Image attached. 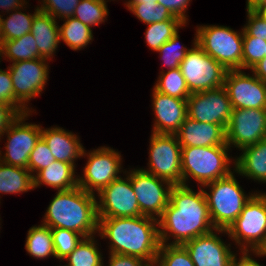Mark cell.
I'll list each match as a JSON object with an SVG mask.
<instances>
[{
  "label": "cell",
  "mask_w": 266,
  "mask_h": 266,
  "mask_svg": "<svg viewBox=\"0 0 266 266\" xmlns=\"http://www.w3.org/2000/svg\"><path fill=\"white\" fill-rule=\"evenodd\" d=\"M199 188L194 192L185 185L172 187L169 203L158 219L160 244L183 245L215 229L203 188ZM170 237L174 240L168 243Z\"/></svg>",
  "instance_id": "1"
},
{
  "label": "cell",
  "mask_w": 266,
  "mask_h": 266,
  "mask_svg": "<svg viewBox=\"0 0 266 266\" xmlns=\"http://www.w3.org/2000/svg\"><path fill=\"white\" fill-rule=\"evenodd\" d=\"M98 235L109 253L136 256L154 266L160 247L158 220L148 216L98 218Z\"/></svg>",
  "instance_id": "2"
},
{
  "label": "cell",
  "mask_w": 266,
  "mask_h": 266,
  "mask_svg": "<svg viewBox=\"0 0 266 266\" xmlns=\"http://www.w3.org/2000/svg\"><path fill=\"white\" fill-rule=\"evenodd\" d=\"M96 195L79 186L65 191H57L51 200L42 224L53 228L78 232L84 238L98 233Z\"/></svg>",
  "instance_id": "3"
},
{
  "label": "cell",
  "mask_w": 266,
  "mask_h": 266,
  "mask_svg": "<svg viewBox=\"0 0 266 266\" xmlns=\"http://www.w3.org/2000/svg\"><path fill=\"white\" fill-rule=\"evenodd\" d=\"M229 150V146L182 147V185L189 186L187 181L193 178L202 187L228 176L235 170L230 167L235 159L229 156Z\"/></svg>",
  "instance_id": "4"
},
{
  "label": "cell",
  "mask_w": 266,
  "mask_h": 266,
  "mask_svg": "<svg viewBox=\"0 0 266 266\" xmlns=\"http://www.w3.org/2000/svg\"><path fill=\"white\" fill-rule=\"evenodd\" d=\"M235 171V172H234ZM236 170L228 176L207 183L204 190L209 214L215 229L227 230L240 215L247 201L254 193L246 195L235 178Z\"/></svg>",
  "instance_id": "5"
},
{
  "label": "cell",
  "mask_w": 266,
  "mask_h": 266,
  "mask_svg": "<svg viewBox=\"0 0 266 266\" xmlns=\"http://www.w3.org/2000/svg\"><path fill=\"white\" fill-rule=\"evenodd\" d=\"M226 231L239 250L263 251L266 247L265 194L254 191L240 215Z\"/></svg>",
  "instance_id": "6"
},
{
  "label": "cell",
  "mask_w": 266,
  "mask_h": 266,
  "mask_svg": "<svg viewBox=\"0 0 266 266\" xmlns=\"http://www.w3.org/2000/svg\"><path fill=\"white\" fill-rule=\"evenodd\" d=\"M196 43L226 70H242L243 33L227 26L201 25L196 27Z\"/></svg>",
  "instance_id": "7"
},
{
  "label": "cell",
  "mask_w": 266,
  "mask_h": 266,
  "mask_svg": "<svg viewBox=\"0 0 266 266\" xmlns=\"http://www.w3.org/2000/svg\"><path fill=\"white\" fill-rule=\"evenodd\" d=\"M190 93L215 89L224 85L227 70L215 59L205 53L196 43L187 52L180 64Z\"/></svg>",
  "instance_id": "8"
},
{
  "label": "cell",
  "mask_w": 266,
  "mask_h": 266,
  "mask_svg": "<svg viewBox=\"0 0 266 266\" xmlns=\"http://www.w3.org/2000/svg\"><path fill=\"white\" fill-rule=\"evenodd\" d=\"M85 156L88 161L83 167V176L78 175V186L88 193H99L113 180L121 177V172L125 173L121 167L122 156L113 148L101 146L88 153L83 149L82 158Z\"/></svg>",
  "instance_id": "9"
},
{
  "label": "cell",
  "mask_w": 266,
  "mask_h": 266,
  "mask_svg": "<svg viewBox=\"0 0 266 266\" xmlns=\"http://www.w3.org/2000/svg\"><path fill=\"white\" fill-rule=\"evenodd\" d=\"M149 145L147 173L169 181L173 185H182L181 146L175 134L152 133Z\"/></svg>",
  "instance_id": "10"
},
{
  "label": "cell",
  "mask_w": 266,
  "mask_h": 266,
  "mask_svg": "<svg viewBox=\"0 0 266 266\" xmlns=\"http://www.w3.org/2000/svg\"><path fill=\"white\" fill-rule=\"evenodd\" d=\"M125 174H128L131 180L141 214L158 220L169 203L170 192L174 185L141 168L129 172L125 170Z\"/></svg>",
  "instance_id": "11"
},
{
  "label": "cell",
  "mask_w": 266,
  "mask_h": 266,
  "mask_svg": "<svg viewBox=\"0 0 266 266\" xmlns=\"http://www.w3.org/2000/svg\"><path fill=\"white\" fill-rule=\"evenodd\" d=\"M31 112L19 114L18 117L7 127V130L1 135H7V144L5 143L4 155L0 150V161L28 169V160L30 153L35 147L36 142L41 137V125L25 122L31 115Z\"/></svg>",
  "instance_id": "12"
},
{
  "label": "cell",
  "mask_w": 266,
  "mask_h": 266,
  "mask_svg": "<svg viewBox=\"0 0 266 266\" xmlns=\"http://www.w3.org/2000/svg\"><path fill=\"white\" fill-rule=\"evenodd\" d=\"M47 61V59L38 58L18 61L8 66L13 82L14 97L31 114L33 111L27 107V103L31 98L38 97L45 89L49 75Z\"/></svg>",
  "instance_id": "13"
},
{
  "label": "cell",
  "mask_w": 266,
  "mask_h": 266,
  "mask_svg": "<svg viewBox=\"0 0 266 266\" xmlns=\"http://www.w3.org/2000/svg\"><path fill=\"white\" fill-rule=\"evenodd\" d=\"M98 218L141 216L137 197L132 189L130 178L119 177L97 193Z\"/></svg>",
  "instance_id": "14"
},
{
  "label": "cell",
  "mask_w": 266,
  "mask_h": 266,
  "mask_svg": "<svg viewBox=\"0 0 266 266\" xmlns=\"http://www.w3.org/2000/svg\"><path fill=\"white\" fill-rule=\"evenodd\" d=\"M232 106L224 86L191 93L187 98V116L193 120L222 125L229 123Z\"/></svg>",
  "instance_id": "15"
},
{
  "label": "cell",
  "mask_w": 266,
  "mask_h": 266,
  "mask_svg": "<svg viewBox=\"0 0 266 266\" xmlns=\"http://www.w3.org/2000/svg\"><path fill=\"white\" fill-rule=\"evenodd\" d=\"M266 138V109H232L226 143L239 151Z\"/></svg>",
  "instance_id": "16"
},
{
  "label": "cell",
  "mask_w": 266,
  "mask_h": 266,
  "mask_svg": "<svg viewBox=\"0 0 266 266\" xmlns=\"http://www.w3.org/2000/svg\"><path fill=\"white\" fill-rule=\"evenodd\" d=\"M223 86L232 109H266V83L254 73L227 70Z\"/></svg>",
  "instance_id": "17"
},
{
  "label": "cell",
  "mask_w": 266,
  "mask_h": 266,
  "mask_svg": "<svg viewBox=\"0 0 266 266\" xmlns=\"http://www.w3.org/2000/svg\"><path fill=\"white\" fill-rule=\"evenodd\" d=\"M217 233L227 231L214 229L183 244L195 266H231L235 253L231 251V244L226 245Z\"/></svg>",
  "instance_id": "18"
},
{
  "label": "cell",
  "mask_w": 266,
  "mask_h": 266,
  "mask_svg": "<svg viewBox=\"0 0 266 266\" xmlns=\"http://www.w3.org/2000/svg\"><path fill=\"white\" fill-rule=\"evenodd\" d=\"M152 89L155 114L152 133L176 134L187 117V99L174 98Z\"/></svg>",
  "instance_id": "19"
},
{
  "label": "cell",
  "mask_w": 266,
  "mask_h": 266,
  "mask_svg": "<svg viewBox=\"0 0 266 266\" xmlns=\"http://www.w3.org/2000/svg\"><path fill=\"white\" fill-rule=\"evenodd\" d=\"M175 135L181 147L228 146L222 125L199 122L188 116Z\"/></svg>",
  "instance_id": "20"
},
{
  "label": "cell",
  "mask_w": 266,
  "mask_h": 266,
  "mask_svg": "<svg viewBox=\"0 0 266 266\" xmlns=\"http://www.w3.org/2000/svg\"><path fill=\"white\" fill-rule=\"evenodd\" d=\"M41 137L47 143L55 160L67 162L75 166V161L82 157L83 145L80 138L63 128L54 126L41 129Z\"/></svg>",
  "instance_id": "21"
},
{
  "label": "cell",
  "mask_w": 266,
  "mask_h": 266,
  "mask_svg": "<svg viewBox=\"0 0 266 266\" xmlns=\"http://www.w3.org/2000/svg\"><path fill=\"white\" fill-rule=\"evenodd\" d=\"M31 33L39 51V58H53L60 43L59 25L50 14L39 10L35 13Z\"/></svg>",
  "instance_id": "22"
},
{
  "label": "cell",
  "mask_w": 266,
  "mask_h": 266,
  "mask_svg": "<svg viewBox=\"0 0 266 266\" xmlns=\"http://www.w3.org/2000/svg\"><path fill=\"white\" fill-rule=\"evenodd\" d=\"M240 151V156L233 162L236 173L266 183V138Z\"/></svg>",
  "instance_id": "23"
},
{
  "label": "cell",
  "mask_w": 266,
  "mask_h": 266,
  "mask_svg": "<svg viewBox=\"0 0 266 266\" xmlns=\"http://www.w3.org/2000/svg\"><path fill=\"white\" fill-rule=\"evenodd\" d=\"M76 166L67 162L55 160L34 176V188L47 185L57 191L70 190L78 186Z\"/></svg>",
  "instance_id": "24"
},
{
  "label": "cell",
  "mask_w": 266,
  "mask_h": 266,
  "mask_svg": "<svg viewBox=\"0 0 266 266\" xmlns=\"http://www.w3.org/2000/svg\"><path fill=\"white\" fill-rule=\"evenodd\" d=\"M34 189V176L28 169L0 161V194H20Z\"/></svg>",
  "instance_id": "25"
},
{
  "label": "cell",
  "mask_w": 266,
  "mask_h": 266,
  "mask_svg": "<svg viewBox=\"0 0 266 266\" xmlns=\"http://www.w3.org/2000/svg\"><path fill=\"white\" fill-rule=\"evenodd\" d=\"M33 34L7 41H0V60L6 58L10 62L26 61L39 58V51Z\"/></svg>",
  "instance_id": "26"
},
{
  "label": "cell",
  "mask_w": 266,
  "mask_h": 266,
  "mask_svg": "<svg viewBox=\"0 0 266 266\" xmlns=\"http://www.w3.org/2000/svg\"><path fill=\"white\" fill-rule=\"evenodd\" d=\"M25 249L36 259L50 256L56 258L51 228L44 224L31 227L27 233Z\"/></svg>",
  "instance_id": "27"
},
{
  "label": "cell",
  "mask_w": 266,
  "mask_h": 266,
  "mask_svg": "<svg viewBox=\"0 0 266 266\" xmlns=\"http://www.w3.org/2000/svg\"><path fill=\"white\" fill-rule=\"evenodd\" d=\"M65 21L59 26L60 42L61 40L70 47L71 50L84 49L93 40L92 28L74 17L62 19Z\"/></svg>",
  "instance_id": "28"
},
{
  "label": "cell",
  "mask_w": 266,
  "mask_h": 266,
  "mask_svg": "<svg viewBox=\"0 0 266 266\" xmlns=\"http://www.w3.org/2000/svg\"><path fill=\"white\" fill-rule=\"evenodd\" d=\"M22 9L24 10V8H19L14 12L12 11L6 19L3 18V15L1 16L0 41L18 39L31 32L34 16L39 8L37 6L34 9V14L22 13Z\"/></svg>",
  "instance_id": "29"
},
{
  "label": "cell",
  "mask_w": 266,
  "mask_h": 266,
  "mask_svg": "<svg viewBox=\"0 0 266 266\" xmlns=\"http://www.w3.org/2000/svg\"><path fill=\"white\" fill-rule=\"evenodd\" d=\"M95 236L84 238L65 259L67 266H104Z\"/></svg>",
  "instance_id": "30"
},
{
  "label": "cell",
  "mask_w": 266,
  "mask_h": 266,
  "mask_svg": "<svg viewBox=\"0 0 266 266\" xmlns=\"http://www.w3.org/2000/svg\"><path fill=\"white\" fill-rule=\"evenodd\" d=\"M154 89L159 93L180 99H187L191 93L180 68L162 70Z\"/></svg>",
  "instance_id": "31"
},
{
  "label": "cell",
  "mask_w": 266,
  "mask_h": 266,
  "mask_svg": "<svg viewBox=\"0 0 266 266\" xmlns=\"http://www.w3.org/2000/svg\"><path fill=\"white\" fill-rule=\"evenodd\" d=\"M184 26L186 23L182 20H165L148 24L145 32L146 43L151 50L157 51Z\"/></svg>",
  "instance_id": "32"
},
{
  "label": "cell",
  "mask_w": 266,
  "mask_h": 266,
  "mask_svg": "<svg viewBox=\"0 0 266 266\" xmlns=\"http://www.w3.org/2000/svg\"><path fill=\"white\" fill-rule=\"evenodd\" d=\"M106 0H80L75 8L72 17L81 21L83 24L90 26H98L105 22L108 16V8Z\"/></svg>",
  "instance_id": "33"
},
{
  "label": "cell",
  "mask_w": 266,
  "mask_h": 266,
  "mask_svg": "<svg viewBox=\"0 0 266 266\" xmlns=\"http://www.w3.org/2000/svg\"><path fill=\"white\" fill-rule=\"evenodd\" d=\"M137 19L146 25L165 20H181L174 16L167 8L157 2H145L143 4H125Z\"/></svg>",
  "instance_id": "34"
},
{
  "label": "cell",
  "mask_w": 266,
  "mask_h": 266,
  "mask_svg": "<svg viewBox=\"0 0 266 266\" xmlns=\"http://www.w3.org/2000/svg\"><path fill=\"white\" fill-rule=\"evenodd\" d=\"M154 266H195L183 245L160 244Z\"/></svg>",
  "instance_id": "35"
},
{
  "label": "cell",
  "mask_w": 266,
  "mask_h": 266,
  "mask_svg": "<svg viewBox=\"0 0 266 266\" xmlns=\"http://www.w3.org/2000/svg\"><path fill=\"white\" fill-rule=\"evenodd\" d=\"M53 245L56 258L64 261L67 256L76 248V246L84 239L78 232L68 229L53 228L51 229Z\"/></svg>",
  "instance_id": "36"
},
{
  "label": "cell",
  "mask_w": 266,
  "mask_h": 266,
  "mask_svg": "<svg viewBox=\"0 0 266 266\" xmlns=\"http://www.w3.org/2000/svg\"><path fill=\"white\" fill-rule=\"evenodd\" d=\"M266 41L243 33L242 69H251L265 56Z\"/></svg>",
  "instance_id": "37"
},
{
  "label": "cell",
  "mask_w": 266,
  "mask_h": 266,
  "mask_svg": "<svg viewBox=\"0 0 266 266\" xmlns=\"http://www.w3.org/2000/svg\"><path fill=\"white\" fill-rule=\"evenodd\" d=\"M179 32H177L171 39L166 41L156 52H159L164 65L167 70L180 68L182 60L186 57L187 52L190 50L186 46L179 44Z\"/></svg>",
  "instance_id": "38"
},
{
  "label": "cell",
  "mask_w": 266,
  "mask_h": 266,
  "mask_svg": "<svg viewBox=\"0 0 266 266\" xmlns=\"http://www.w3.org/2000/svg\"><path fill=\"white\" fill-rule=\"evenodd\" d=\"M55 161L51 150L42 137L36 142L28 160V170L33 176Z\"/></svg>",
  "instance_id": "39"
},
{
  "label": "cell",
  "mask_w": 266,
  "mask_h": 266,
  "mask_svg": "<svg viewBox=\"0 0 266 266\" xmlns=\"http://www.w3.org/2000/svg\"><path fill=\"white\" fill-rule=\"evenodd\" d=\"M41 2V6H38L39 10L50 14L56 20L57 18L62 20L73 16L80 0H42Z\"/></svg>",
  "instance_id": "40"
},
{
  "label": "cell",
  "mask_w": 266,
  "mask_h": 266,
  "mask_svg": "<svg viewBox=\"0 0 266 266\" xmlns=\"http://www.w3.org/2000/svg\"><path fill=\"white\" fill-rule=\"evenodd\" d=\"M0 102L11 105L20 114L28 113L14 97L13 82L8 68L7 71L0 69Z\"/></svg>",
  "instance_id": "41"
},
{
  "label": "cell",
  "mask_w": 266,
  "mask_h": 266,
  "mask_svg": "<svg viewBox=\"0 0 266 266\" xmlns=\"http://www.w3.org/2000/svg\"><path fill=\"white\" fill-rule=\"evenodd\" d=\"M247 23L243 29L252 37L266 41V19L260 12L247 9Z\"/></svg>",
  "instance_id": "42"
},
{
  "label": "cell",
  "mask_w": 266,
  "mask_h": 266,
  "mask_svg": "<svg viewBox=\"0 0 266 266\" xmlns=\"http://www.w3.org/2000/svg\"><path fill=\"white\" fill-rule=\"evenodd\" d=\"M191 1L190 0H156L158 4L163 5L174 16L180 18L186 24L188 23L186 11L188 9V4H190Z\"/></svg>",
  "instance_id": "43"
},
{
  "label": "cell",
  "mask_w": 266,
  "mask_h": 266,
  "mask_svg": "<svg viewBox=\"0 0 266 266\" xmlns=\"http://www.w3.org/2000/svg\"><path fill=\"white\" fill-rule=\"evenodd\" d=\"M108 266H151L142 258L130 255L109 253Z\"/></svg>",
  "instance_id": "44"
},
{
  "label": "cell",
  "mask_w": 266,
  "mask_h": 266,
  "mask_svg": "<svg viewBox=\"0 0 266 266\" xmlns=\"http://www.w3.org/2000/svg\"><path fill=\"white\" fill-rule=\"evenodd\" d=\"M20 113L11 105L0 102V141L1 135Z\"/></svg>",
  "instance_id": "45"
},
{
  "label": "cell",
  "mask_w": 266,
  "mask_h": 266,
  "mask_svg": "<svg viewBox=\"0 0 266 266\" xmlns=\"http://www.w3.org/2000/svg\"><path fill=\"white\" fill-rule=\"evenodd\" d=\"M242 256L237 258V255L234 254L231 260V266H264L260 265L254 258H252V254H249L250 251L242 250L240 251ZM251 255V256H250Z\"/></svg>",
  "instance_id": "46"
},
{
  "label": "cell",
  "mask_w": 266,
  "mask_h": 266,
  "mask_svg": "<svg viewBox=\"0 0 266 266\" xmlns=\"http://www.w3.org/2000/svg\"><path fill=\"white\" fill-rule=\"evenodd\" d=\"M27 3L26 0H0V8L6 10L5 12H7V14L8 12L10 14V11L12 12L23 7L26 8L25 5H27Z\"/></svg>",
  "instance_id": "47"
},
{
  "label": "cell",
  "mask_w": 266,
  "mask_h": 266,
  "mask_svg": "<svg viewBox=\"0 0 266 266\" xmlns=\"http://www.w3.org/2000/svg\"><path fill=\"white\" fill-rule=\"evenodd\" d=\"M259 79L266 83V59L260 60L254 67L251 69Z\"/></svg>",
  "instance_id": "48"
},
{
  "label": "cell",
  "mask_w": 266,
  "mask_h": 266,
  "mask_svg": "<svg viewBox=\"0 0 266 266\" xmlns=\"http://www.w3.org/2000/svg\"><path fill=\"white\" fill-rule=\"evenodd\" d=\"M262 8H266V0H259L251 10L259 12Z\"/></svg>",
  "instance_id": "49"
},
{
  "label": "cell",
  "mask_w": 266,
  "mask_h": 266,
  "mask_svg": "<svg viewBox=\"0 0 266 266\" xmlns=\"http://www.w3.org/2000/svg\"><path fill=\"white\" fill-rule=\"evenodd\" d=\"M145 2H156V0H128L124 4H143Z\"/></svg>",
  "instance_id": "50"
},
{
  "label": "cell",
  "mask_w": 266,
  "mask_h": 266,
  "mask_svg": "<svg viewBox=\"0 0 266 266\" xmlns=\"http://www.w3.org/2000/svg\"><path fill=\"white\" fill-rule=\"evenodd\" d=\"M250 253H253L254 255H256V257L266 256V247L263 251H250Z\"/></svg>",
  "instance_id": "51"
},
{
  "label": "cell",
  "mask_w": 266,
  "mask_h": 266,
  "mask_svg": "<svg viewBox=\"0 0 266 266\" xmlns=\"http://www.w3.org/2000/svg\"><path fill=\"white\" fill-rule=\"evenodd\" d=\"M259 0H247L246 9H251Z\"/></svg>",
  "instance_id": "52"
},
{
  "label": "cell",
  "mask_w": 266,
  "mask_h": 266,
  "mask_svg": "<svg viewBox=\"0 0 266 266\" xmlns=\"http://www.w3.org/2000/svg\"><path fill=\"white\" fill-rule=\"evenodd\" d=\"M259 12L266 19V8H262Z\"/></svg>",
  "instance_id": "53"
}]
</instances>
